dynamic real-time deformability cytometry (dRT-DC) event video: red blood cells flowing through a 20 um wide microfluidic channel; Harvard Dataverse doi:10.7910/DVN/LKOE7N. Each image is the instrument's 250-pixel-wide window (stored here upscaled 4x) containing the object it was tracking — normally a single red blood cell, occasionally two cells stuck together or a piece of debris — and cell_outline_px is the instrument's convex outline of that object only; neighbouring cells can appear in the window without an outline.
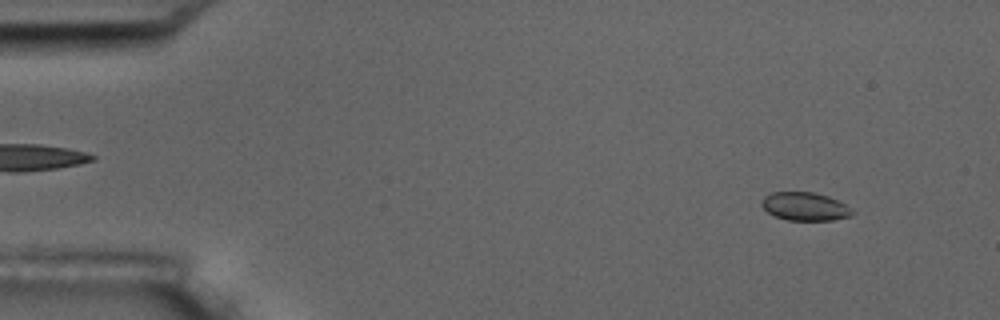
{"species": "common noctule bat (a hibernating species)", "species_latin": "Nyctalus noctula", "temperature_condition": "room temperature", "stored_images_in_passage": 5, "camera_frame_rate_fps": 3000, "um_per_image_px": 0.085, "animal": {"sex": "male", "body_mass_g": 17.5, "forearm_length_mm": 52.3}, "frame": {"image": 1, "passage_image": 1, "time_ms": 0.0, "image_size_px": [1000, 320], "cell_outline_px": [[856, 212], [852, 216], [832, 220], [788, 220], [776, 216], [768, 212], [760, 204], [764, 196], [772, 192], [816, 192], [828, 196], [852, 208]], "centroid_in_image_um": [68.45, 17.54], "position_along_channel_um": 16.6, "area_um2": 14.97}}
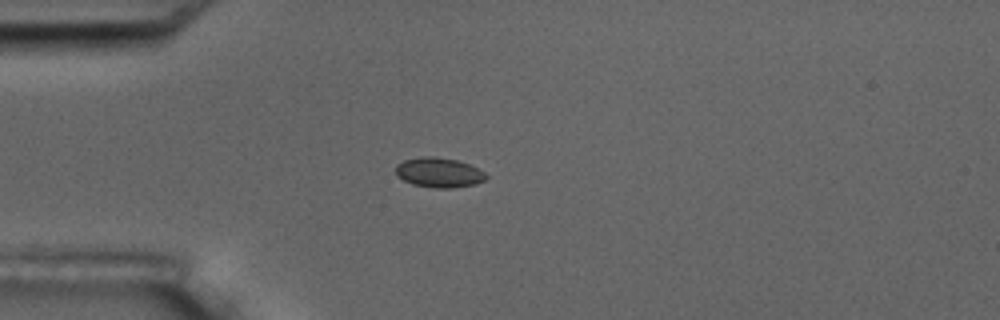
{"frame": {"image": 2, "passage_image": 4, "time_ms": 3.333, "image_size_px": [1000, 320], "cell_outline_px": [[488, 176], [484, 180], [476, 184], [452, 188], [436, 188], [412, 184], [396, 176], [396, 164], [404, 160], [420, 156], [432, 156], [456, 160], [468, 164], [484, 172]], "centroid_in_image_um": [37.28, 14.66], "position_along_channel_um": 47.7, "area_um2": 15.66}}
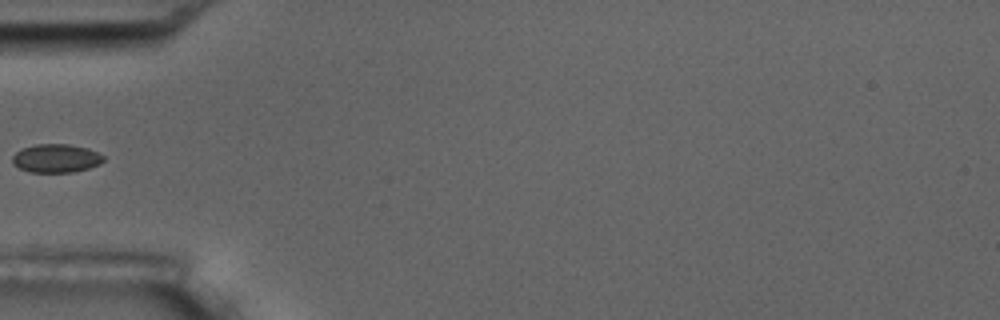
{"frame": {"image": 3, "passage_image": 5, "time_ms": 4.667, "image_size_px": [1000, 320], "cell_outline_px": [[104, 160], [100, 164], [88, 168], [72, 172], [28, 172], [12, 164], [12, 156], [20, 148], [36, 144], [68, 144], [88, 148], [104, 156]], "centroid_in_image_um": [4.74, 13.45], "position_along_channel_um": 80.3, "area_um2": 15.2}}